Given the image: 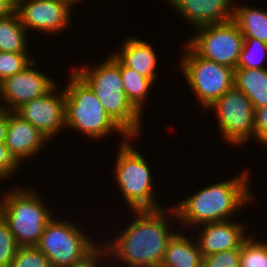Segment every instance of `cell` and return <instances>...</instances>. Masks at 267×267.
Listing matches in <instances>:
<instances>
[{
	"instance_id": "603a6c76",
	"label": "cell",
	"mask_w": 267,
	"mask_h": 267,
	"mask_svg": "<svg viewBox=\"0 0 267 267\" xmlns=\"http://www.w3.org/2000/svg\"><path fill=\"white\" fill-rule=\"evenodd\" d=\"M248 237L241 245V267H267V244Z\"/></svg>"
},
{
	"instance_id": "f1b7e54d",
	"label": "cell",
	"mask_w": 267,
	"mask_h": 267,
	"mask_svg": "<svg viewBox=\"0 0 267 267\" xmlns=\"http://www.w3.org/2000/svg\"><path fill=\"white\" fill-rule=\"evenodd\" d=\"M20 161L6 147L5 143H0V178H7L12 172L19 168Z\"/></svg>"
},
{
	"instance_id": "9a60e30c",
	"label": "cell",
	"mask_w": 267,
	"mask_h": 267,
	"mask_svg": "<svg viewBox=\"0 0 267 267\" xmlns=\"http://www.w3.org/2000/svg\"><path fill=\"white\" fill-rule=\"evenodd\" d=\"M202 225L204 230L199 235L198 246L203 257L229 249L241 248L242 243L248 238L244 236L243 225L228 220Z\"/></svg>"
},
{
	"instance_id": "d6a6232c",
	"label": "cell",
	"mask_w": 267,
	"mask_h": 267,
	"mask_svg": "<svg viewBox=\"0 0 267 267\" xmlns=\"http://www.w3.org/2000/svg\"><path fill=\"white\" fill-rule=\"evenodd\" d=\"M101 252H103V249L101 250H99L90 260H88V261H86L85 263H83V264H81V265H79V266H75V267H97V263L99 262V261H97L98 260V255L100 254H102Z\"/></svg>"
},
{
	"instance_id": "e575fe53",
	"label": "cell",
	"mask_w": 267,
	"mask_h": 267,
	"mask_svg": "<svg viewBox=\"0 0 267 267\" xmlns=\"http://www.w3.org/2000/svg\"><path fill=\"white\" fill-rule=\"evenodd\" d=\"M149 267H163L162 265H155V266H149Z\"/></svg>"
},
{
	"instance_id": "cb8c5ba5",
	"label": "cell",
	"mask_w": 267,
	"mask_h": 267,
	"mask_svg": "<svg viewBox=\"0 0 267 267\" xmlns=\"http://www.w3.org/2000/svg\"><path fill=\"white\" fill-rule=\"evenodd\" d=\"M249 46L251 47V49L249 48ZM256 51L258 52V54L260 51L267 54V43H264L254 38H244L241 53H240L239 60L237 63V67L264 69V67L260 64L262 60L257 62L258 59L254 58L258 55V54L256 55L257 53Z\"/></svg>"
},
{
	"instance_id": "1f68e13d",
	"label": "cell",
	"mask_w": 267,
	"mask_h": 267,
	"mask_svg": "<svg viewBox=\"0 0 267 267\" xmlns=\"http://www.w3.org/2000/svg\"><path fill=\"white\" fill-rule=\"evenodd\" d=\"M15 11V4L11 0H0V18Z\"/></svg>"
},
{
	"instance_id": "f546056e",
	"label": "cell",
	"mask_w": 267,
	"mask_h": 267,
	"mask_svg": "<svg viewBox=\"0 0 267 267\" xmlns=\"http://www.w3.org/2000/svg\"><path fill=\"white\" fill-rule=\"evenodd\" d=\"M254 137L267 145V105L254 109Z\"/></svg>"
},
{
	"instance_id": "4fadbf2b",
	"label": "cell",
	"mask_w": 267,
	"mask_h": 267,
	"mask_svg": "<svg viewBox=\"0 0 267 267\" xmlns=\"http://www.w3.org/2000/svg\"><path fill=\"white\" fill-rule=\"evenodd\" d=\"M69 10L70 7L62 0H19L15 4V11L26 29L47 33H55L66 27Z\"/></svg>"
},
{
	"instance_id": "6da1fadb",
	"label": "cell",
	"mask_w": 267,
	"mask_h": 267,
	"mask_svg": "<svg viewBox=\"0 0 267 267\" xmlns=\"http://www.w3.org/2000/svg\"><path fill=\"white\" fill-rule=\"evenodd\" d=\"M139 217L103 252L118 256L130 267L160 265L169 241L176 233L168 232L162 209L135 210ZM106 250V251H104ZM112 252V253H111ZM116 255H115V254Z\"/></svg>"
},
{
	"instance_id": "d4e9b609",
	"label": "cell",
	"mask_w": 267,
	"mask_h": 267,
	"mask_svg": "<svg viewBox=\"0 0 267 267\" xmlns=\"http://www.w3.org/2000/svg\"><path fill=\"white\" fill-rule=\"evenodd\" d=\"M32 62L26 53L0 51V82L23 71Z\"/></svg>"
},
{
	"instance_id": "d6986e66",
	"label": "cell",
	"mask_w": 267,
	"mask_h": 267,
	"mask_svg": "<svg viewBox=\"0 0 267 267\" xmlns=\"http://www.w3.org/2000/svg\"><path fill=\"white\" fill-rule=\"evenodd\" d=\"M182 234H175L169 241L161 264L163 267H202L203 256L196 245Z\"/></svg>"
},
{
	"instance_id": "5bb4252c",
	"label": "cell",
	"mask_w": 267,
	"mask_h": 267,
	"mask_svg": "<svg viewBox=\"0 0 267 267\" xmlns=\"http://www.w3.org/2000/svg\"><path fill=\"white\" fill-rule=\"evenodd\" d=\"M233 0H169L196 28L223 23L233 18ZM232 9V10H230Z\"/></svg>"
},
{
	"instance_id": "8fae6325",
	"label": "cell",
	"mask_w": 267,
	"mask_h": 267,
	"mask_svg": "<svg viewBox=\"0 0 267 267\" xmlns=\"http://www.w3.org/2000/svg\"><path fill=\"white\" fill-rule=\"evenodd\" d=\"M55 87L46 95L22 104L14 112L30 122L47 139L66 124L65 91L55 95Z\"/></svg>"
},
{
	"instance_id": "7402d4cb",
	"label": "cell",
	"mask_w": 267,
	"mask_h": 267,
	"mask_svg": "<svg viewBox=\"0 0 267 267\" xmlns=\"http://www.w3.org/2000/svg\"><path fill=\"white\" fill-rule=\"evenodd\" d=\"M121 79L124 85L125 96L133 107L141 114L143 99L147 98V93L153 81L141 75L136 70L126 67L120 61Z\"/></svg>"
},
{
	"instance_id": "44dd1931",
	"label": "cell",
	"mask_w": 267,
	"mask_h": 267,
	"mask_svg": "<svg viewBox=\"0 0 267 267\" xmlns=\"http://www.w3.org/2000/svg\"><path fill=\"white\" fill-rule=\"evenodd\" d=\"M26 31L16 11L0 18V51L26 53Z\"/></svg>"
},
{
	"instance_id": "4dcf8cb0",
	"label": "cell",
	"mask_w": 267,
	"mask_h": 267,
	"mask_svg": "<svg viewBox=\"0 0 267 267\" xmlns=\"http://www.w3.org/2000/svg\"><path fill=\"white\" fill-rule=\"evenodd\" d=\"M8 130V111L0 109V143H5Z\"/></svg>"
},
{
	"instance_id": "3957f363",
	"label": "cell",
	"mask_w": 267,
	"mask_h": 267,
	"mask_svg": "<svg viewBox=\"0 0 267 267\" xmlns=\"http://www.w3.org/2000/svg\"><path fill=\"white\" fill-rule=\"evenodd\" d=\"M74 72L90 87L111 119L132 139L139 134L141 114L127 100L121 79L120 60L112 55L96 68Z\"/></svg>"
},
{
	"instance_id": "277c9868",
	"label": "cell",
	"mask_w": 267,
	"mask_h": 267,
	"mask_svg": "<svg viewBox=\"0 0 267 267\" xmlns=\"http://www.w3.org/2000/svg\"><path fill=\"white\" fill-rule=\"evenodd\" d=\"M65 88L66 126L77 128L93 138L111 134V130L129 136L111 119L90 87L73 72Z\"/></svg>"
},
{
	"instance_id": "9c48e42d",
	"label": "cell",
	"mask_w": 267,
	"mask_h": 267,
	"mask_svg": "<svg viewBox=\"0 0 267 267\" xmlns=\"http://www.w3.org/2000/svg\"><path fill=\"white\" fill-rule=\"evenodd\" d=\"M198 34L187 43L199 56L235 69L244 36L231 19L197 28Z\"/></svg>"
},
{
	"instance_id": "ffe728a7",
	"label": "cell",
	"mask_w": 267,
	"mask_h": 267,
	"mask_svg": "<svg viewBox=\"0 0 267 267\" xmlns=\"http://www.w3.org/2000/svg\"><path fill=\"white\" fill-rule=\"evenodd\" d=\"M233 9L235 10H233L232 20L237 24L244 38H254L267 43V12L247 6Z\"/></svg>"
},
{
	"instance_id": "30bf717a",
	"label": "cell",
	"mask_w": 267,
	"mask_h": 267,
	"mask_svg": "<svg viewBox=\"0 0 267 267\" xmlns=\"http://www.w3.org/2000/svg\"><path fill=\"white\" fill-rule=\"evenodd\" d=\"M215 109L222 135L227 141L243 144L254 135V107L251 100L234 86L211 106Z\"/></svg>"
},
{
	"instance_id": "5b68a950",
	"label": "cell",
	"mask_w": 267,
	"mask_h": 267,
	"mask_svg": "<svg viewBox=\"0 0 267 267\" xmlns=\"http://www.w3.org/2000/svg\"><path fill=\"white\" fill-rule=\"evenodd\" d=\"M17 190L5 195L0 216L19 247L37 246L46 224L53 217L36 194L26 189Z\"/></svg>"
},
{
	"instance_id": "83f0119b",
	"label": "cell",
	"mask_w": 267,
	"mask_h": 267,
	"mask_svg": "<svg viewBox=\"0 0 267 267\" xmlns=\"http://www.w3.org/2000/svg\"><path fill=\"white\" fill-rule=\"evenodd\" d=\"M241 248H234L203 257L202 267H241Z\"/></svg>"
},
{
	"instance_id": "ac0fdd59",
	"label": "cell",
	"mask_w": 267,
	"mask_h": 267,
	"mask_svg": "<svg viewBox=\"0 0 267 267\" xmlns=\"http://www.w3.org/2000/svg\"><path fill=\"white\" fill-rule=\"evenodd\" d=\"M234 87L252 102L254 109L267 105V68L234 69Z\"/></svg>"
},
{
	"instance_id": "484cf974",
	"label": "cell",
	"mask_w": 267,
	"mask_h": 267,
	"mask_svg": "<svg viewBox=\"0 0 267 267\" xmlns=\"http://www.w3.org/2000/svg\"><path fill=\"white\" fill-rule=\"evenodd\" d=\"M10 267H51L37 246L19 247Z\"/></svg>"
},
{
	"instance_id": "ba28073f",
	"label": "cell",
	"mask_w": 267,
	"mask_h": 267,
	"mask_svg": "<svg viewBox=\"0 0 267 267\" xmlns=\"http://www.w3.org/2000/svg\"><path fill=\"white\" fill-rule=\"evenodd\" d=\"M183 74L203 107L208 108L234 86V69L199 56L188 44Z\"/></svg>"
},
{
	"instance_id": "52a82bcc",
	"label": "cell",
	"mask_w": 267,
	"mask_h": 267,
	"mask_svg": "<svg viewBox=\"0 0 267 267\" xmlns=\"http://www.w3.org/2000/svg\"><path fill=\"white\" fill-rule=\"evenodd\" d=\"M125 141L116 160L115 178L133 211L161 209L153 198V185L145 159Z\"/></svg>"
},
{
	"instance_id": "7a4b0ae2",
	"label": "cell",
	"mask_w": 267,
	"mask_h": 267,
	"mask_svg": "<svg viewBox=\"0 0 267 267\" xmlns=\"http://www.w3.org/2000/svg\"><path fill=\"white\" fill-rule=\"evenodd\" d=\"M247 181V173H243L230 181L213 184L182 200L170 211L186 222L185 225L227 221L242 204L251 200Z\"/></svg>"
},
{
	"instance_id": "8992f818",
	"label": "cell",
	"mask_w": 267,
	"mask_h": 267,
	"mask_svg": "<svg viewBox=\"0 0 267 267\" xmlns=\"http://www.w3.org/2000/svg\"><path fill=\"white\" fill-rule=\"evenodd\" d=\"M80 228L66 221L50 220L37 247L46 255L51 267H75L90 260L100 249Z\"/></svg>"
},
{
	"instance_id": "d590c367",
	"label": "cell",
	"mask_w": 267,
	"mask_h": 267,
	"mask_svg": "<svg viewBox=\"0 0 267 267\" xmlns=\"http://www.w3.org/2000/svg\"><path fill=\"white\" fill-rule=\"evenodd\" d=\"M14 4H16L19 0H11Z\"/></svg>"
},
{
	"instance_id": "2e32d148",
	"label": "cell",
	"mask_w": 267,
	"mask_h": 267,
	"mask_svg": "<svg viewBox=\"0 0 267 267\" xmlns=\"http://www.w3.org/2000/svg\"><path fill=\"white\" fill-rule=\"evenodd\" d=\"M48 140L30 122L22 119L14 111H8V130L6 134V147L21 160L37 153Z\"/></svg>"
},
{
	"instance_id": "836d02e7",
	"label": "cell",
	"mask_w": 267,
	"mask_h": 267,
	"mask_svg": "<svg viewBox=\"0 0 267 267\" xmlns=\"http://www.w3.org/2000/svg\"><path fill=\"white\" fill-rule=\"evenodd\" d=\"M68 7L70 6H72V4L73 3H75V2H77L78 3V1L79 0H62ZM81 1V0H80Z\"/></svg>"
},
{
	"instance_id": "7c38bea8",
	"label": "cell",
	"mask_w": 267,
	"mask_h": 267,
	"mask_svg": "<svg viewBox=\"0 0 267 267\" xmlns=\"http://www.w3.org/2000/svg\"><path fill=\"white\" fill-rule=\"evenodd\" d=\"M32 65H35L34 61L23 71L0 82L1 99L10 104L9 109L8 106L5 108L1 105L0 109L15 111L22 104L44 96L56 87L54 81L48 76L30 68Z\"/></svg>"
},
{
	"instance_id": "4316f807",
	"label": "cell",
	"mask_w": 267,
	"mask_h": 267,
	"mask_svg": "<svg viewBox=\"0 0 267 267\" xmlns=\"http://www.w3.org/2000/svg\"><path fill=\"white\" fill-rule=\"evenodd\" d=\"M19 246L8 224L0 216V267H10Z\"/></svg>"
},
{
	"instance_id": "e0dca14e",
	"label": "cell",
	"mask_w": 267,
	"mask_h": 267,
	"mask_svg": "<svg viewBox=\"0 0 267 267\" xmlns=\"http://www.w3.org/2000/svg\"><path fill=\"white\" fill-rule=\"evenodd\" d=\"M119 54H114L126 67L136 70L141 75L151 79H156L155 66L157 57L154 48L150 44L130 38L124 42Z\"/></svg>"
}]
</instances>
